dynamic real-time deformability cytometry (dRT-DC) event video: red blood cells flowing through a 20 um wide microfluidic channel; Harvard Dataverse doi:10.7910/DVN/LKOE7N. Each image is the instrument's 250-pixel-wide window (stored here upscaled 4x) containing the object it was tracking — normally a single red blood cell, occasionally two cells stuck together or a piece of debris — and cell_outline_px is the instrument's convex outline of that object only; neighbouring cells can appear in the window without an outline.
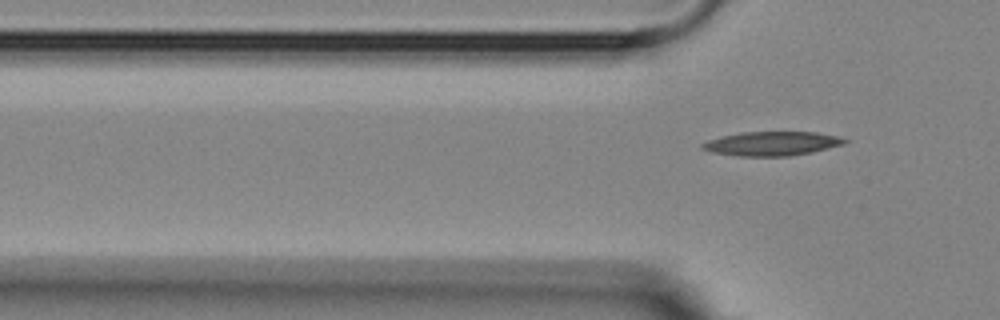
{"species": "Egyptian fruit bat (a non-hibernating species)", "species_latin": "Rousettus aegyptiacus", "temperature_condition": "room temperature", "stored_images_in_passage": 6, "camera_frame_rate_fps": 3000, "um_per_image_px": 0.085, "animal": {"sex": "female"}, "frame": {"image": 1, "passage_image": 6, "time_ms": 6.667, "image_size_px": [1000, 320], "cell_outline_px": [[848, 140], [844, 144], [812, 152], [788, 156], [736, 156], [712, 152], [700, 148], [700, 144], [708, 140], [740, 132], [816, 132], [840, 136]], "centroid_in_image_um": [65.61, 12.2], "position_along_channel_um": 60.2, "area_um2": 20.0}}